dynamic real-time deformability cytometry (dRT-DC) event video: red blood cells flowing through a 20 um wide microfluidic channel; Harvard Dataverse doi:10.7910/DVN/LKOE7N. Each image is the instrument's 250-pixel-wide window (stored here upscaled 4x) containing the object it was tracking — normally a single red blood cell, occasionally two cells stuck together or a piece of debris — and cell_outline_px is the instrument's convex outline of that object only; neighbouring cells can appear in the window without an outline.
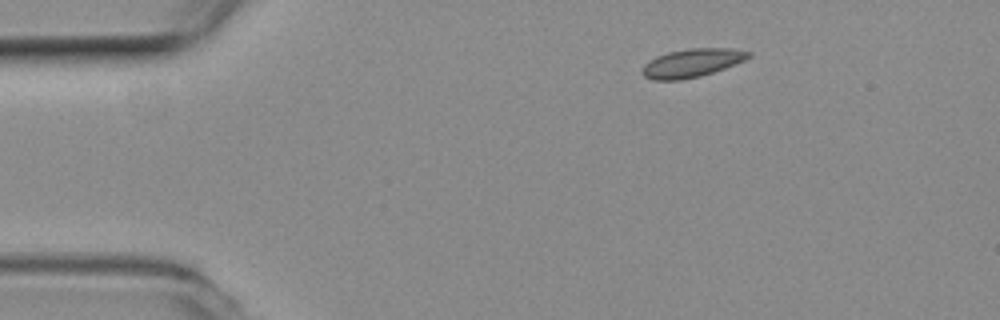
{"species": "common noctule bat (a hibernating species)", "species_latin": "Nyctalus noctula", "temperature_condition": "room temperature", "stored_images_in_passage": 3, "camera_frame_rate_fps": 3000, "um_per_image_px": 0.085, "animal": {"sex": "female", "body_mass_g": 19.3, "forearm_length_mm": 54.1}, "frame": {"image": 1, "passage_image": 1, "time_ms": 0.0, "image_size_px": [1000, 320], "cell_outline_px": [[752, 56], [744, 60], [724, 68], [700, 76], [680, 80], [652, 80], [644, 76], [640, 72], [644, 64], [648, 60], [656, 56], [668, 52], [688, 48], [732, 48], [752, 52]], "centroid_in_image_um": [58.78, 5.34], "position_along_channel_um": 26.2, "area_um2": 17.69}}
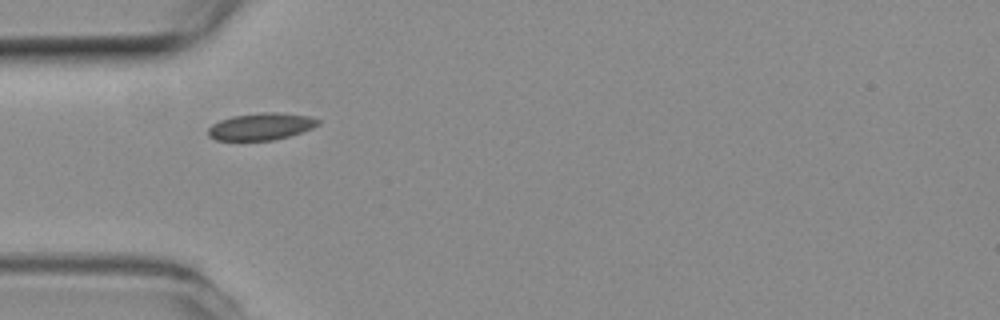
{"frame": {"image": 2, "passage_image": 3, "time_ms": 0.667, "image_size_px": [1000, 320], "cell_outline_px": [[320, 124], [312, 128], [288, 136], [272, 140], [216, 140], [208, 136], [208, 128], [212, 124], [220, 120], [232, 116], [260, 112], [276, 112], [308, 116], [320, 120]], "centroid_in_image_um": [22.16, 10.74], "position_along_channel_um": 62.8, "area_um2": 17.22}}